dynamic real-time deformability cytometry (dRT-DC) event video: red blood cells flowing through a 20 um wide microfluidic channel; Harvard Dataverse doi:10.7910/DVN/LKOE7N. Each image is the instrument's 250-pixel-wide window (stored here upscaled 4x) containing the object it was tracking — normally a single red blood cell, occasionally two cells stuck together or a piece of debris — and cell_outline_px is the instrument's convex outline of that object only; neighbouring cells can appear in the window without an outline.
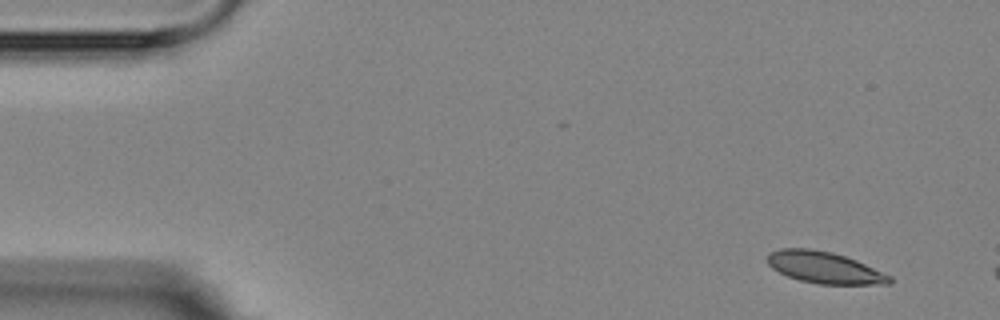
{"species": "Egyptian fruit bat (a non-hibernating species)", "species_latin": "Rousettus aegyptiacus", "temperature_condition": "room temperature", "stored_images_in_passage": 3, "camera_frame_rate_fps": 3000, "um_per_image_px": 0.085, "animal": {"sex": "female"}, "frame": {"image": 1, "passage_image": 1, "time_ms": 0.0, "image_size_px": [1000, 320], "cell_outline_px": [[892, 284], [820, 284], [800, 280], [788, 276], [772, 268], [764, 260], [768, 252], [780, 248], [812, 248], [832, 252], [856, 260], [892, 276]], "centroid_in_image_um": [70.04, 22.73], "position_along_channel_um": 15.0, "area_um2": 22.66}}